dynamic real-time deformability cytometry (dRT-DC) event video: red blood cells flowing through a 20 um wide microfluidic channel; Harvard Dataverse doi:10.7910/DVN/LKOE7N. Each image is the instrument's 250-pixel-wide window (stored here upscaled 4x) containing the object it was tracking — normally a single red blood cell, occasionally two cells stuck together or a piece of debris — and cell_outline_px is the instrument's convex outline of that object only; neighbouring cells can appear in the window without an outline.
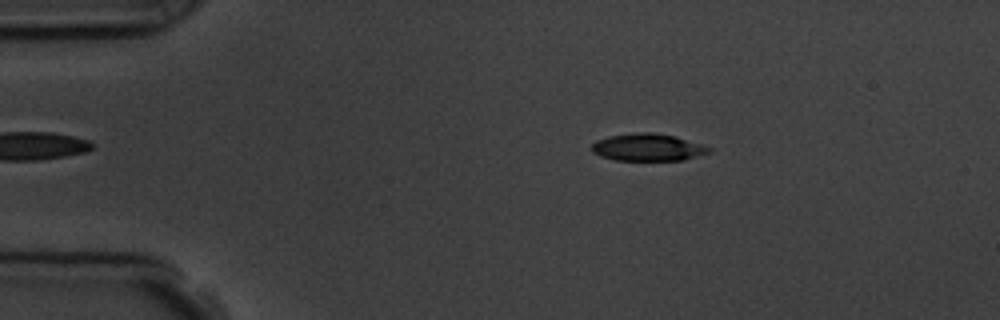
{"species": "common noctule bat (a hibernating species)", "species_latin": "Nyctalus noctula", "temperature_condition": "room temperature", "stored_images_in_passage": 8, "camera_frame_rate_fps": 3000, "um_per_image_px": 0.085, "animal": {"sex": "male", "body_mass_g": 19.5, "forearm_length_mm": 54.6}, "frame": {"image": 1, "passage_image": 2, "time_ms": 1.0, "image_size_px": [1000, 320], "cell_outline_px": [[712, 152], [684, 160], [616, 160], [600, 156], [592, 152], [592, 144], [596, 140], [608, 136], [636, 132], [652, 132], [676, 136], [712, 148]], "centroid_in_image_um": [55.07, 12.52], "position_along_channel_um": 29.9, "area_um2": 18.73}}
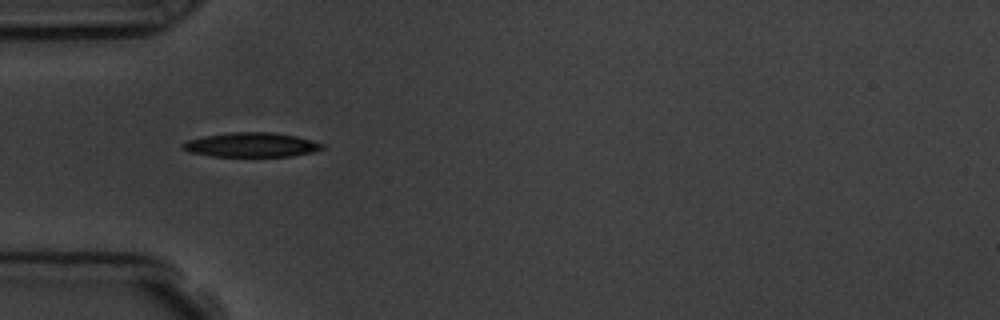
{"frame": {"image": 2, "passage_image": 4, "time_ms": 3.333, "image_size_px": [1000, 320], "cell_outline_px": [[324, 148], [312, 152], [292, 156], [212, 156], [188, 152], [180, 148], [180, 144], [188, 140], [204, 136], [232, 132], [272, 132], [296, 136], [312, 140], [324, 144]], "centroid_in_image_um": [21.34, 12.31], "position_along_channel_um": 63.7, "area_um2": 19.88}}